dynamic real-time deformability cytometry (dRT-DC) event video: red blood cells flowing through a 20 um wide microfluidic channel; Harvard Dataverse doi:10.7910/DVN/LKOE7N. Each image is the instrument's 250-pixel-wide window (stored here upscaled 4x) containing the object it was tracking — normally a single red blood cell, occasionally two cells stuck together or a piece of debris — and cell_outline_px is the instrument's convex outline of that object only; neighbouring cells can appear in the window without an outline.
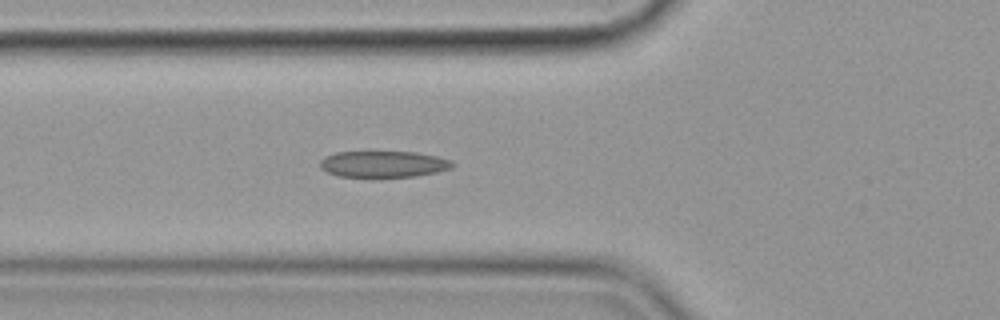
{"species": "common noctule bat (a hibernating species)", "species_latin": "Nyctalus noctula", "temperature_condition": "cold", "stored_images_in_passage": 18, "camera_frame_rate_fps": 3000, "um_per_image_px": 0.085, "animal": {"sex": "female", "body_mass_g": 19.9}, "frame": {"image": 1, "passage_image": 11, "time_ms": 3.333, "image_size_px": [1000, 320], "cell_outline_px": [[456, 164], [452, 168], [436, 172], [416, 176], [336, 176], [320, 168], [320, 160], [324, 156], [336, 152], [416, 152], [440, 156], [452, 160]], "centroid_in_image_um": [32.63, 13.93], "position_along_channel_um": 93.2, "area_um2": 20.35}}